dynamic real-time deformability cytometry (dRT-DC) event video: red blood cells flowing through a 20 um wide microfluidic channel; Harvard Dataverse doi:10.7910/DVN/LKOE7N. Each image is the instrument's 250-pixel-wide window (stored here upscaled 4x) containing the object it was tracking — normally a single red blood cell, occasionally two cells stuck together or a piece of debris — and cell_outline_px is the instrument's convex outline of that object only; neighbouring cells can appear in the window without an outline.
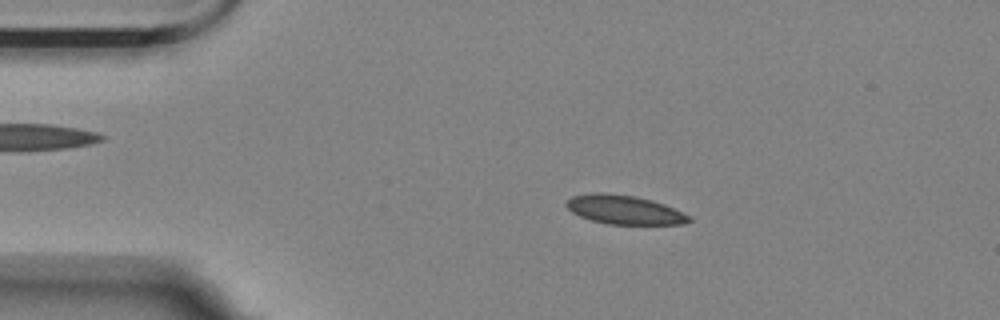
{"species": "Egyptian fruit bat (a non-hibernating species)", "species_latin": "Rousettus aegyptiacus", "temperature_condition": "room temperature", "stored_images_in_passage": 26, "camera_frame_rate_fps": 3000, "um_per_image_px": 0.085, "animal": {"sex": "female"}, "frame": {"image": 1, "passage_image": 10, "time_ms": 3.0, "image_size_px": [1000, 320], "cell_outline_px": [[692, 220], [684, 224], [608, 224], [592, 220], [580, 216], [572, 212], [564, 204], [572, 196], [596, 192], [600, 192], [636, 196], [652, 200], [664, 204], [692, 216]], "centroid_in_image_um": [53.09, 17.83], "position_along_channel_um": 31.9, "area_um2": 20.69}}
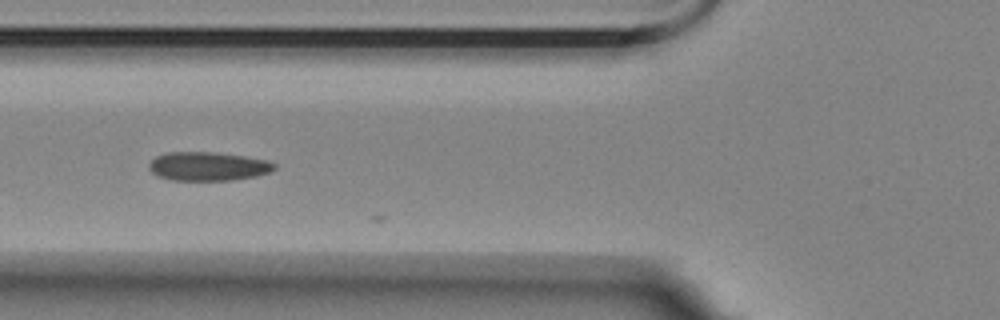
{"frame": {"image": 2, "passage_image": 20, "time_ms": 6.333, "image_size_px": [1000, 320], "cell_outline_px": [[276, 168], [272, 172], [256, 176], [232, 180], [172, 180], [156, 176], [148, 168], [148, 164], [156, 156], [168, 152], [212, 152], [244, 156], [264, 160], [276, 164]], "centroid_in_image_um": [17.66, 14.14], "position_along_channel_um": 108.1, "area_um2": 21.04}}
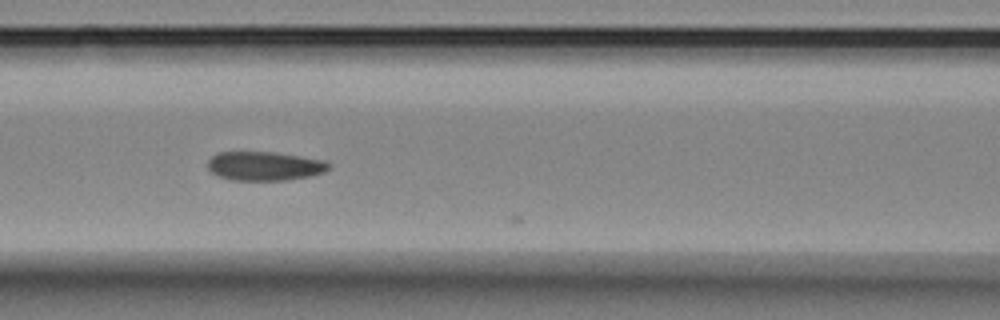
{"frame": {"image": 3, "passage_image": 23, "time_ms": 7.333, "image_size_px": [1000, 320], "cell_outline_px": [[332, 168], [324, 172], [312, 176], [288, 180], [232, 180], [216, 176], [208, 168], [208, 160], [216, 152], [272, 152], [324, 160], [332, 164]], "centroid_in_image_um": [22.51, 14.12], "position_along_channel_um": 144.1, "area_um2": 20.63}}